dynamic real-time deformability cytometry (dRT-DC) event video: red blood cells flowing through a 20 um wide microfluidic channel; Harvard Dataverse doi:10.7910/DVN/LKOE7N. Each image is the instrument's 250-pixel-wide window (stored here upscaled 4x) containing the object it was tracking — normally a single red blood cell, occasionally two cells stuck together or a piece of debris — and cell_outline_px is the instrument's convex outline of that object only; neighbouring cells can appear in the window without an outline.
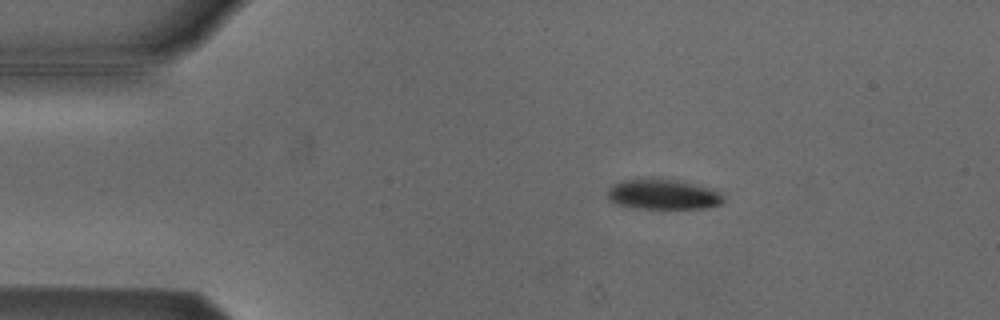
{"species": "Egyptian fruit bat (a non-hibernating species)", "species_latin": "Rousettus aegyptiacus", "temperature_condition": "cold", "stored_images_in_passage": 4, "camera_frame_rate_fps": 3000, "um_per_image_px": 0.085, "animal": {"sex": "male"}, "frame": {"image": 1, "passage_image": 3, "time_ms": 0.667, "image_size_px": [1000, 320], "cell_outline_px": [[724, 200], [720, 204], [704, 208], [636, 208], [616, 204], [608, 200], [608, 188], [612, 184], [620, 180], [660, 176], [716, 188], [724, 192]], "centroid_in_image_um": [56.38, 16.47], "position_along_channel_um": 28.6, "area_um2": 21.33}}